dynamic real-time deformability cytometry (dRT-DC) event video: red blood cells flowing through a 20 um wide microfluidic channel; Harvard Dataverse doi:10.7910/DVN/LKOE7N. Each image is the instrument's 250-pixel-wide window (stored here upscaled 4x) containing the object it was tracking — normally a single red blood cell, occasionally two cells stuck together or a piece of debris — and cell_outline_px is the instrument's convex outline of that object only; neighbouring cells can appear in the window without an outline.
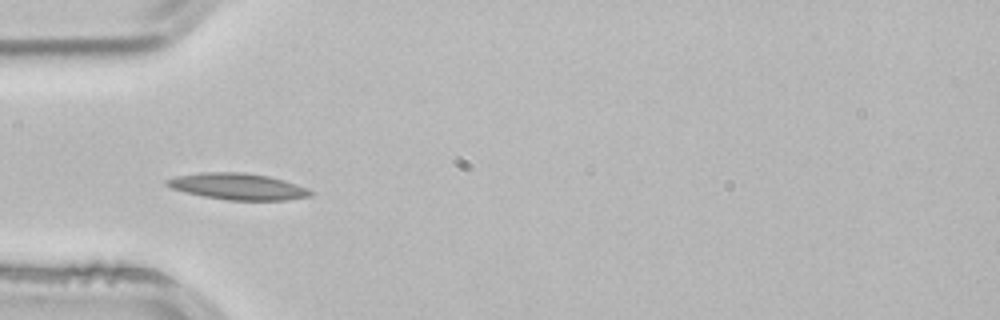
{"species": "common noctule bat (a hibernating species)", "species_latin": "Nyctalus noctula", "temperature_condition": "room temperature", "stored_images_in_passage": 3, "camera_frame_rate_fps": 3000, "um_per_image_px": 0.085, "animal": {"sex": "male", "body_mass_g": 21.5, "forearm_length_mm": 52.0}, "frame": {"image": 1, "passage_image": 3, "time_ms": 0.667, "image_size_px": [1000, 320], "cell_outline_px": [[312, 196], [288, 200], [228, 200], [204, 196], [172, 188], [164, 184], [164, 180], [176, 176], [200, 172], [244, 172], [268, 176], [284, 180], [308, 188], [312, 192]], "centroid_in_image_um": [20.23, 15.84], "position_along_channel_um": 64.8, "area_um2": 22.08}}